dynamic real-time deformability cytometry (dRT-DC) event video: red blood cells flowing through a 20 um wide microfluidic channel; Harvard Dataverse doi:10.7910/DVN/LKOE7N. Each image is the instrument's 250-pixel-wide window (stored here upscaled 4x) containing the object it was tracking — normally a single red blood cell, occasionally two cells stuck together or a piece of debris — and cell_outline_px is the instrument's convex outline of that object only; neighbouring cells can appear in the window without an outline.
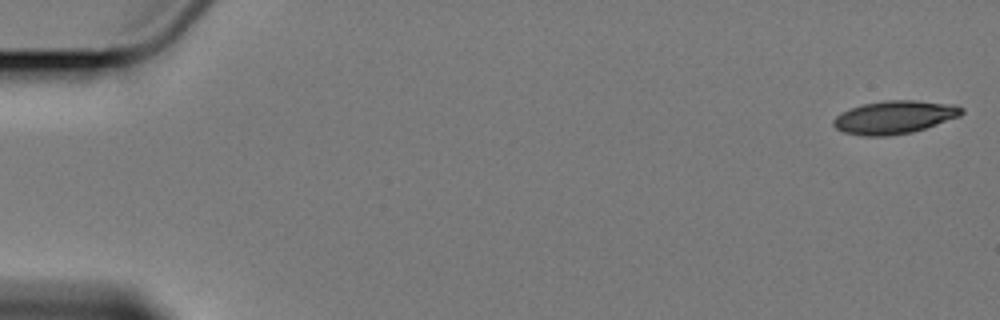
{"species": "Egyptian fruit bat (a non-hibernating species)", "species_latin": "Rousettus aegyptiacus", "temperature_condition": "cold", "stored_images_in_passage": 8, "camera_frame_rate_fps": 3000, "um_per_image_px": 0.085, "animal": {"sex": "female"}, "frame": {"image": 1, "passage_image": 1, "time_ms": 0.0, "image_size_px": [1000, 320], "cell_outline_px": [[964, 112], [960, 116], [912, 132], [888, 136], [864, 136], [844, 132], [836, 128], [832, 124], [832, 120], [836, 116], [852, 108], [864, 104], [884, 100], [916, 100], [956, 104], [964, 108]], "centroid_in_image_um": [76.06, 9.95], "position_along_channel_um": 8.9, "area_um2": 24.62}}
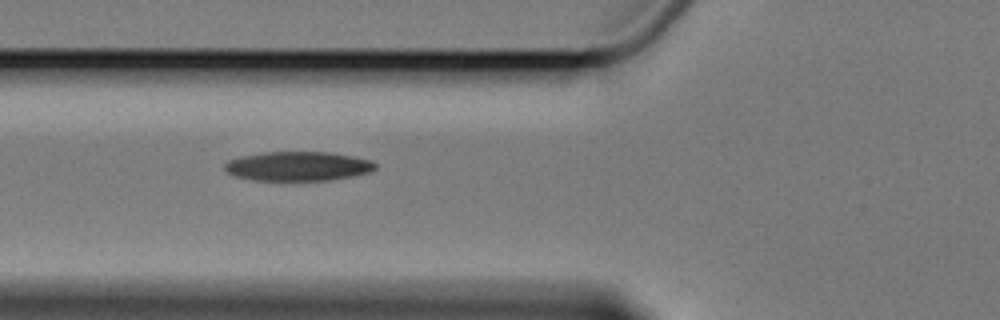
{"frame": {"image": 2, "passage_image": 7, "time_ms": 7.0, "image_size_px": [1000, 320], "cell_outline_px": [[376, 168], [368, 172], [352, 176], [328, 180], [252, 180], [236, 176], [228, 172], [224, 168], [224, 164], [228, 160], [240, 156], [264, 152], [332, 152], [372, 160], [376, 164]], "centroid_in_image_um": [25.32, 14.12], "position_along_channel_um": 100.5, "area_um2": 25.66}}
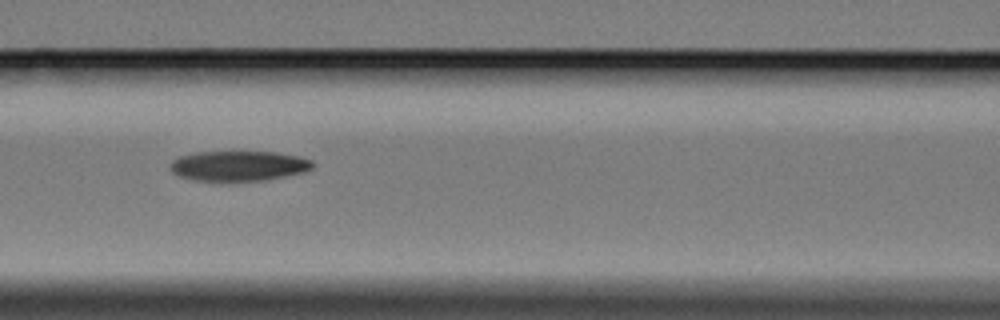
{"frame": {"image": 3, "passage_image": 8, "time_ms": 8.333, "image_size_px": [1000, 320], "cell_outline_px": [[316, 164], [312, 168], [304, 172], [268, 180], [196, 180], [180, 176], [172, 172], [172, 160], [180, 156], [196, 152], [276, 152], [300, 156], [312, 160]], "centroid_in_image_um": [20.36, 14.09], "position_along_channel_um": 146.2, "area_um2": 24.8}}